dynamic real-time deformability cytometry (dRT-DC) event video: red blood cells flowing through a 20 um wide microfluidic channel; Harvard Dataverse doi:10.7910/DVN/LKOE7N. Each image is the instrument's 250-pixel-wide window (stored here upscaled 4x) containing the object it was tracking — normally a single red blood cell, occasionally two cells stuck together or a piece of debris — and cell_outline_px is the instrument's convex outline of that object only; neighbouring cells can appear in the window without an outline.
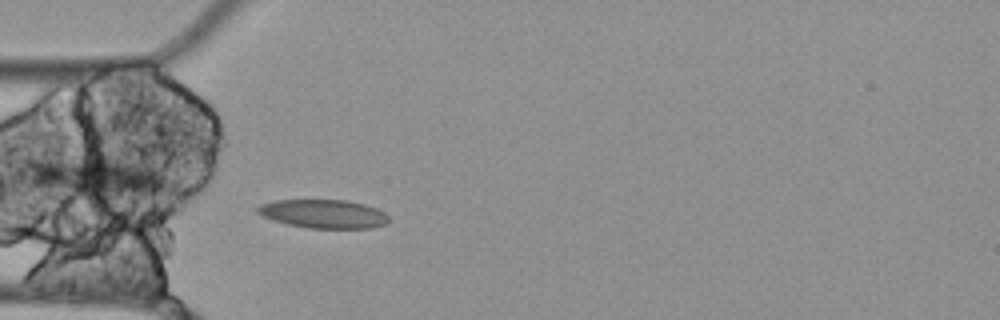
{"species": "Egyptian fruit bat (a non-hibernating species)", "species_latin": "Rousettus aegyptiacus", "temperature_condition": "cold", "stored_images_in_passage": 46, "camera_frame_rate_fps": 3000, "um_per_image_px": 0.085, "animal": {"sex": "female"}, "frame": {"image": 1, "passage_image": 18, "time_ms": 5.667, "image_size_px": [1000, 320], "cell_outline_px": [[388, 220], [384, 224], [372, 228], [308, 228], [288, 224], [272, 220], [256, 212], [256, 208], [260, 204], [276, 200], [344, 200], [364, 204], [376, 208], [384, 212], [388, 216]], "centroid_in_image_um": [27.48, 18.17], "position_along_channel_um": 57.5, "area_um2": 21.79}}
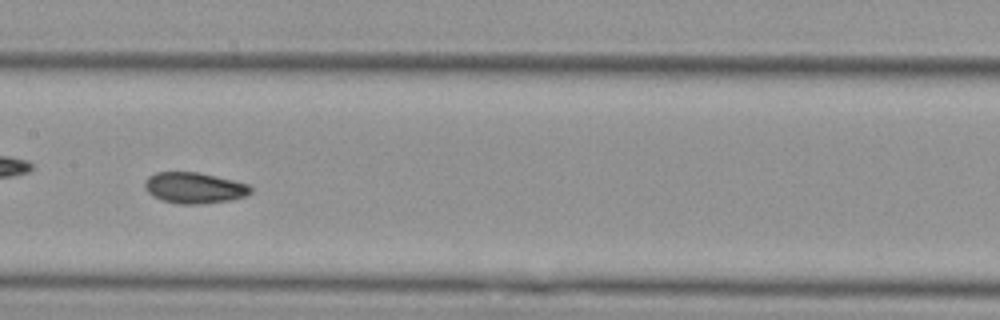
{"frame": {"image": 2, "passage_image": 29, "time_ms": 9.333, "image_size_px": [1000, 320], "cell_outline_px": [[252, 192], [244, 196], [228, 200], [200, 204], [180, 204], [160, 200], [152, 196], [144, 188], [144, 180], [148, 176], [156, 172], [200, 172], [252, 184]], "centroid_in_image_um": [16.51, 15.96], "position_along_channel_um": 190.9, "area_um2": 19.42}}
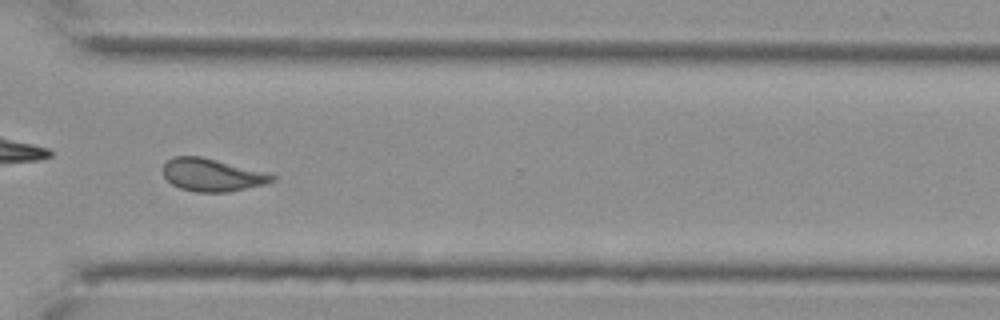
{"frame": {"image": 3, "passage_image": 43, "time_ms": 14.0, "image_size_px": [1000, 320], "cell_outline_px": [[276, 180], [264, 184], [228, 192], [196, 192], [180, 188], [172, 184], [164, 176], [164, 164], [172, 156], [200, 156], [272, 172], [276, 176]], "centroid_in_image_um": [18.1, 14.86], "position_along_channel_um": 352.5, "area_um2": 21.04}, "authors_computed_cell_mechanics": {"area_um2": 20.4901, "velocity_mm_per_s": 3.46, "shape_relaxation_time_tau1_ms": null, "shape_relaxation_time_tau2_ms": 2.743, "deformation_change_tau1": null, "deformation_change_tau2": 0.0761}}